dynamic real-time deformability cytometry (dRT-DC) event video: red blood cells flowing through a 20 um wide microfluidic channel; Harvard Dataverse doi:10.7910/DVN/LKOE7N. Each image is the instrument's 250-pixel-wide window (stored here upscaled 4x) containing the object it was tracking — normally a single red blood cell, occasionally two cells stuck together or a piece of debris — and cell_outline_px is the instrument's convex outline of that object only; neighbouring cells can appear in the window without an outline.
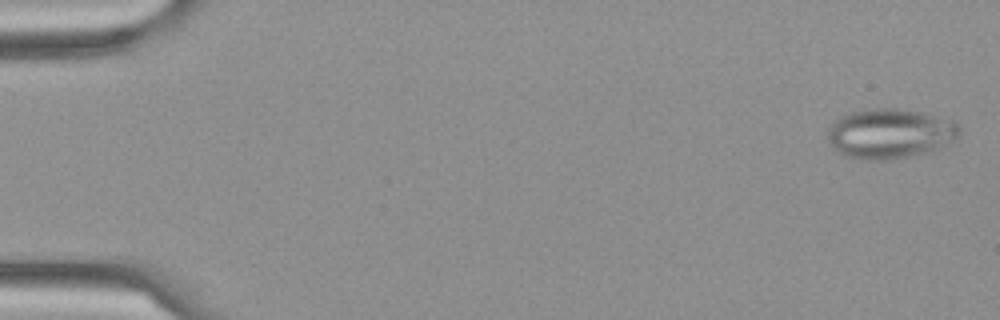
{"species": "Egyptian fruit bat (a non-hibernating species)", "species_latin": "Rousettus aegyptiacus", "temperature_condition": "cold", "stored_images_in_passage": 7, "camera_frame_rate_fps": 3000, "um_per_image_px": 0.085, "frame": {"image": 1, "passage_image": 1, "time_ms": 0.0, "image_size_px": [1000, 320], "cell_outline_px": [[960, 132], [956, 136], [932, 152], [892, 160], [860, 160], [844, 156], [832, 148], [828, 136], [828, 128], [840, 116], [852, 112], [872, 108], [896, 108], [920, 112], [952, 120], [960, 128]], "centroid_in_image_um": [75.6, 11.37], "position_along_channel_um": 9.4, "area_um2": 38.32}}